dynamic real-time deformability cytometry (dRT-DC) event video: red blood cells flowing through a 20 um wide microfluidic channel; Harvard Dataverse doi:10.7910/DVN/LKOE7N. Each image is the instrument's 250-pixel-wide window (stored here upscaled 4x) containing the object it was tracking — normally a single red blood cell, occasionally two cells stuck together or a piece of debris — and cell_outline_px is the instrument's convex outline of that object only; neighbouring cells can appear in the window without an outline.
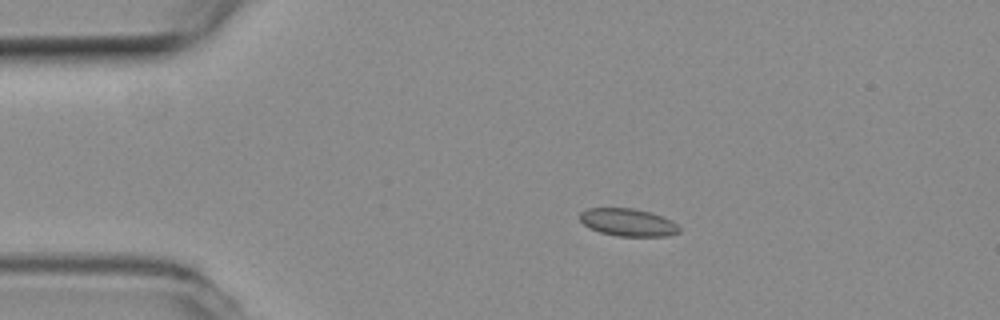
{"species": "common noctule bat (a hibernating species)", "species_latin": "Nyctalus noctula", "temperature_condition": "room temperature", "stored_images_in_passage": 6, "camera_frame_rate_fps": 3000, "um_per_image_px": 0.085, "animal": {"sex": "female", "body_mass_g": 19.3, "forearm_length_mm": 54.1}, "frame": {"image": 1, "passage_image": 3, "time_ms": 0.667, "image_size_px": [1000, 320], "cell_outline_px": [[680, 232], [668, 236], [616, 236], [600, 232], [588, 228], [580, 220], [580, 212], [588, 208], [632, 208], [652, 212], [672, 220], [680, 228]], "centroid_in_image_um": [53.38, 18.9], "position_along_channel_um": 31.6, "area_um2": 16.13}}
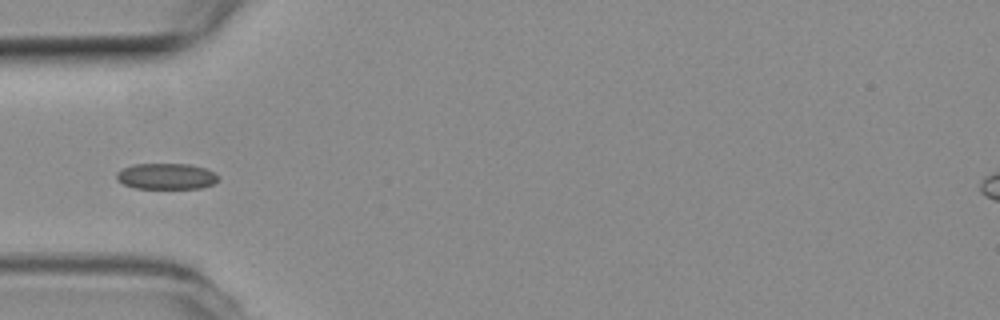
{"frame": {"image": 2, "passage_image": 5, "time_ms": 1.333, "image_size_px": [1000, 320], "cell_outline_px": [[220, 180], [212, 184], [200, 188], [136, 188], [124, 184], [116, 180], [116, 172], [132, 164], [188, 164], [208, 168], [216, 172], [220, 176]], "centroid_in_image_um": [14.18, 14.97], "position_along_channel_um": 70.8, "area_um2": 15.61}}
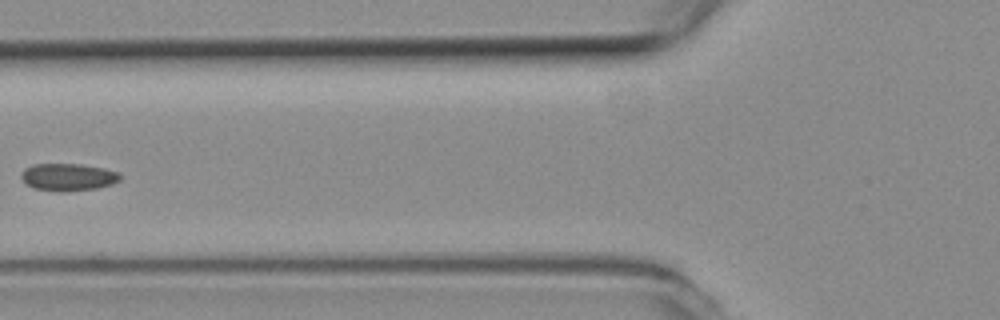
{"frame": {"image": 3, "passage_image": 6, "time_ms": 1.667, "image_size_px": [1000, 320], "cell_outline_px": [[120, 180], [112, 184], [96, 188], [64, 192], [60, 192], [32, 188], [20, 176], [20, 172], [24, 168], [32, 164], [80, 164], [104, 168], [120, 172]], "centroid_in_image_um": [5.78, 15.05], "position_along_channel_um": 120.0, "area_um2": 15.9}}